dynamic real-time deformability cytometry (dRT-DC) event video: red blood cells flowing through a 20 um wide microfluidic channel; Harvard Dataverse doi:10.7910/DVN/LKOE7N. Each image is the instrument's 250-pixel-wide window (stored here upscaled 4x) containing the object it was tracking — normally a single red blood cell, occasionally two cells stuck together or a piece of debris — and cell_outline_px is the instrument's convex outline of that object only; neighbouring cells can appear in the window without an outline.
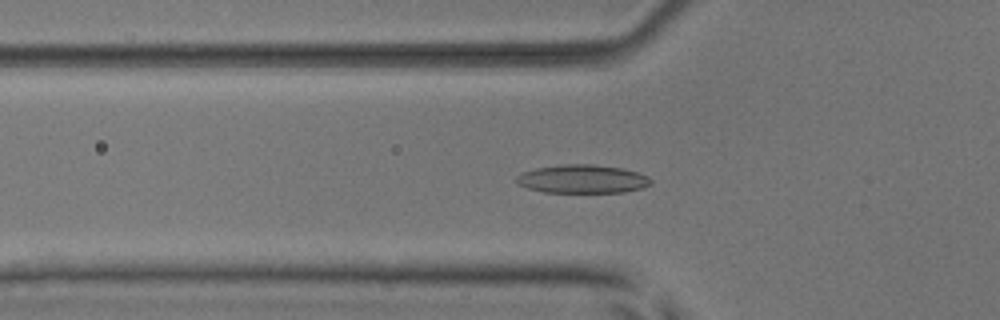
{"species": "common noctule bat (a hibernating species)", "species_latin": "Nyctalus noctula", "temperature_condition": "room temperature", "stored_images_in_passage": 49, "camera_frame_rate_fps": 3000, "um_per_image_px": 0.085, "animal": {"sex": "male", "body_mass_g": 17.9, "forearm_length_mm": 54.2}, "frame": {"image": 1, "passage_image": 19, "time_ms": 6.0, "image_size_px": [1000, 320], "cell_outline_px": [[652, 184], [640, 188], [624, 192], [544, 192], [528, 188], [516, 184], [516, 176], [524, 172], [536, 168], [560, 164], [592, 164], [624, 168], [648, 176], [652, 180]], "centroid_in_image_um": [49.5, 15.21], "position_along_channel_um": 76.3, "area_um2": 22.31}}
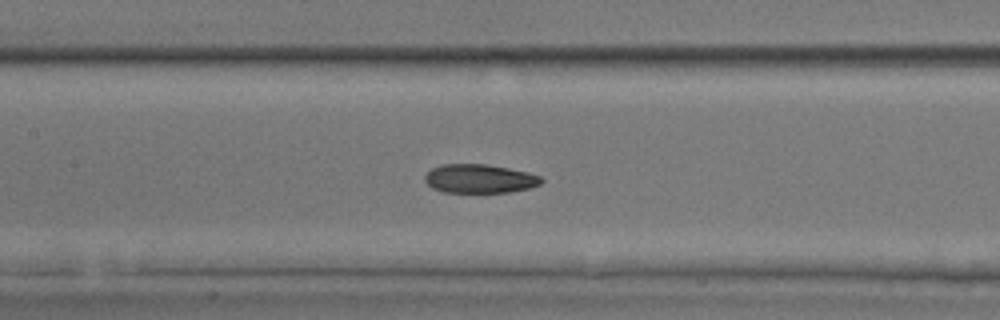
{"frame": {"image": 2, "passage_image": 26, "time_ms": 8.333, "image_size_px": [1000, 320], "cell_outline_px": [[544, 180], [540, 184], [528, 188], [508, 192], [444, 192], [432, 188], [424, 180], [424, 176], [432, 168], [440, 164], [488, 164], [528, 172], [540, 176]], "centroid_in_image_um": [40.75, 15.18], "position_along_channel_um": 166.7, "area_um2": 19.54}}
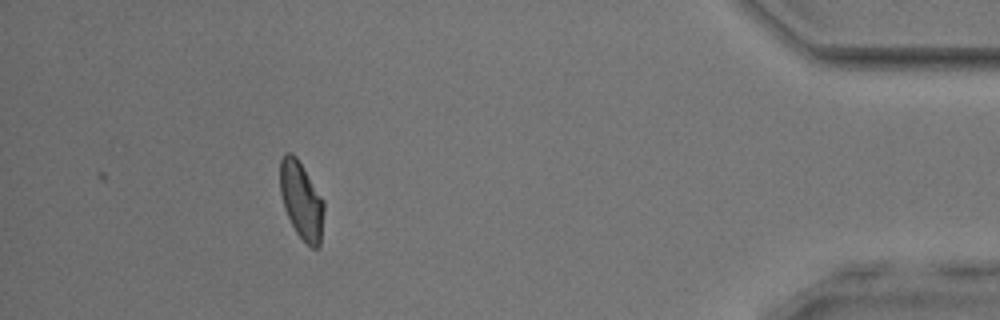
{"frame": {"image": 3, "passage_image": 49, "time_ms": 16.0, "image_size_px": [1000, 320], "cell_outline_px": [[324, 208], [320, 244], [316, 248], [312, 248], [296, 232], [284, 208], [280, 192], [280, 160], [284, 152], [292, 152], [296, 156], [324, 200]], "centroid_in_image_um": [25.61, 16.99], "position_along_channel_um": 409.6, "area_um2": 19.65}, "authors_computed_cell_mechanics": {"area_um2": 20.7502, "velocity_mm_per_s": 3.8594, "shape_relaxation_time_tau1_ms": 5.2368, "shape_relaxation_time_tau2_ms": 2.159, "deformation_change_tau1": 0.1578, "deformation_change_tau2": 0.061}}